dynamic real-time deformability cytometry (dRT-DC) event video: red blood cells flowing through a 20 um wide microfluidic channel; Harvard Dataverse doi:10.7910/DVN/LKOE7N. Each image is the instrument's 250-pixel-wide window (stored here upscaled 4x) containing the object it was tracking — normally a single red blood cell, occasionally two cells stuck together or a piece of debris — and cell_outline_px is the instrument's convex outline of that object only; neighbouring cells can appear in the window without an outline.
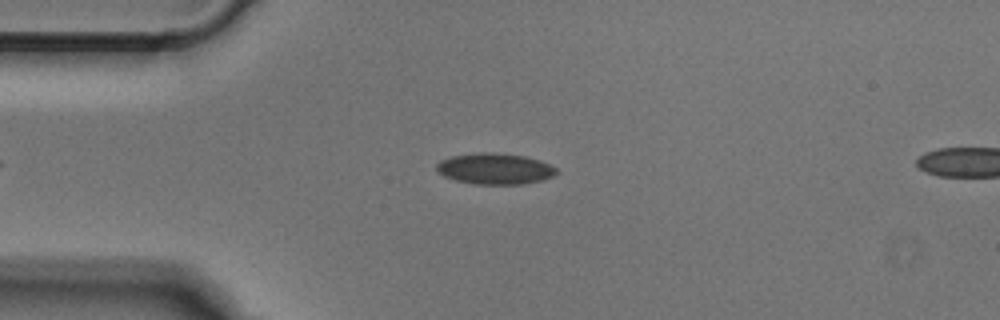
{"species": "Egyptian fruit bat (a non-hibernating species)", "species_latin": "Rousettus aegyptiacus", "temperature_condition": "cold", "stored_images_in_passage": 6, "camera_frame_rate_fps": 3000, "um_per_image_px": 0.085, "animal": {"sex": "male"}, "frame": {"image": 1, "passage_image": 4, "time_ms": 1.0, "image_size_px": [1000, 320], "cell_outline_px": [[560, 172], [544, 180], [524, 184], [476, 184], [456, 180], [444, 176], [436, 172], [436, 164], [440, 160], [452, 156], [480, 152], [492, 152], [524, 156], [540, 160], [556, 168]], "centroid_in_image_um": [42.07, 14.34], "position_along_channel_um": 42.9, "area_um2": 21.79}}